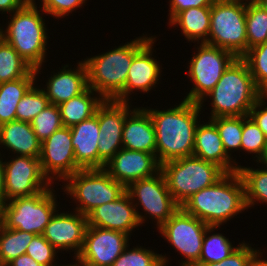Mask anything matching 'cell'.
<instances>
[{
	"label": "cell",
	"mask_w": 267,
	"mask_h": 266,
	"mask_svg": "<svg viewBox=\"0 0 267 266\" xmlns=\"http://www.w3.org/2000/svg\"><path fill=\"white\" fill-rule=\"evenodd\" d=\"M57 253V249L43 235H36L26 249V254L42 266H56Z\"/></svg>",
	"instance_id": "obj_40"
},
{
	"label": "cell",
	"mask_w": 267,
	"mask_h": 266,
	"mask_svg": "<svg viewBox=\"0 0 267 266\" xmlns=\"http://www.w3.org/2000/svg\"><path fill=\"white\" fill-rule=\"evenodd\" d=\"M241 1H245V2H256L257 0H241Z\"/></svg>",
	"instance_id": "obj_52"
},
{
	"label": "cell",
	"mask_w": 267,
	"mask_h": 266,
	"mask_svg": "<svg viewBox=\"0 0 267 266\" xmlns=\"http://www.w3.org/2000/svg\"><path fill=\"white\" fill-rule=\"evenodd\" d=\"M181 208L208 226L226 224L247 209L245 187L239 172L226 173L214 185L189 197Z\"/></svg>",
	"instance_id": "obj_2"
},
{
	"label": "cell",
	"mask_w": 267,
	"mask_h": 266,
	"mask_svg": "<svg viewBox=\"0 0 267 266\" xmlns=\"http://www.w3.org/2000/svg\"><path fill=\"white\" fill-rule=\"evenodd\" d=\"M151 38L152 36L146 35L137 37L111 51L84 59L88 87L100 94L105 100L123 102V89L134 55Z\"/></svg>",
	"instance_id": "obj_3"
},
{
	"label": "cell",
	"mask_w": 267,
	"mask_h": 266,
	"mask_svg": "<svg viewBox=\"0 0 267 266\" xmlns=\"http://www.w3.org/2000/svg\"><path fill=\"white\" fill-rule=\"evenodd\" d=\"M257 3H259L264 9L267 10V0H257Z\"/></svg>",
	"instance_id": "obj_50"
},
{
	"label": "cell",
	"mask_w": 267,
	"mask_h": 266,
	"mask_svg": "<svg viewBox=\"0 0 267 266\" xmlns=\"http://www.w3.org/2000/svg\"><path fill=\"white\" fill-rule=\"evenodd\" d=\"M56 213L46 225L43 237L58 251H74V259L80 254L88 227L87 216L73 213Z\"/></svg>",
	"instance_id": "obj_18"
},
{
	"label": "cell",
	"mask_w": 267,
	"mask_h": 266,
	"mask_svg": "<svg viewBox=\"0 0 267 266\" xmlns=\"http://www.w3.org/2000/svg\"><path fill=\"white\" fill-rule=\"evenodd\" d=\"M215 0H169V22L180 12L193 7H211Z\"/></svg>",
	"instance_id": "obj_43"
},
{
	"label": "cell",
	"mask_w": 267,
	"mask_h": 266,
	"mask_svg": "<svg viewBox=\"0 0 267 266\" xmlns=\"http://www.w3.org/2000/svg\"><path fill=\"white\" fill-rule=\"evenodd\" d=\"M209 120L216 126L224 146V151L229 157H231L230 152L241 150L243 116L215 117ZM233 149L234 151H231Z\"/></svg>",
	"instance_id": "obj_34"
},
{
	"label": "cell",
	"mask_w": 267,
	"mask_h": 266,
	"mask_svg": "<svg viewBox=\"0 0 267 266\" xmlns=\"http://www.w3.org/2000/svg\"><path fill=\"white\" fill-rule=\"evenodd\" d=\"M77 65L75 69L65 65L48 78L47 87L42 89L51 104L59 105L83 93L88 88L85 63L81 61Z\"/></svg>",
	"instance_id": "obj_21"
},
{
	"label": "cell",
	"mask_w": 267,
	"mask_h": 266,
	"mask_svg": "<svg viewBox=\"0 0 267 266\" xmlns=\"http://www.w3.org/2000/svg\"><path fill=\"white\" fill-rule=\"evenodd\" d=\"M155 37L152 38L134 55L131 66L128 71L127 81L123 89V102L130 100L129 94L135 91L150 92L156 87L161 79L162 66L159 61L152 57Z\"/></svg>",
	"instance_id": "obj_20"
},
{
	"label": "cell",
	"mask_w": 267,
	"mask_h": 266,
	"mask_svg": "<svg viewBox=\"0 0 267 266\" xmlns=\"http://www.w3.org/2000/svg\"><path fill=\"white\" fill-rule=\"evenodd\" d=\"M0 207L5 203L4 162L0 154Z\"/></svg>",
	"instance_id": "obj_47"
},
{
	"label": "cell",
	"mask_w": 267,
	"mask_h": 266,
	"mask_svg": "<svg viewBox=\"0 0 267 266\" xmlns=\"http://www.w3.org/2000/svg\"><path fill=\"white\" fill-rule=\"evenodd\" d=\"M167 259L168 257L157 254L152 249L141 246H136L133 249L127 247L111 266H167Z\"/></svg>",
	"instance_id": "obj_38"
},
{
	"label": "cell",
	"mask_w": 267,
	"mask_h": 266,
	"mask_svg": "<svg viewBox=\"0 0 267 266\" xmlns=\"http://www.w3.org/2000/svg\"><path fill=\"white\" fill-rule=\"evenodd\" d=\"M155 127V156L160 165L165 162L193 156L196 127L201 108L199 103L187 100L166 110L145 108Z\"/></svg>",
	"instance_id": "obj_1"
},
{
	"label": "cell",
	"mask_w": 267,
	"mask_h": 266,
	"mask_svg": "<svg viewBox=\"0 0 267 266\" xmlns=\"http://www.w3.org/2000/svg\"><path fill=\"white\" fill-rule=\"evenodd\" d=\"M262 95L246 62L242 58H236L199 106L202 108L204 101L209 97L212 98L209 119L246 116Z\"/></svg>",
	"instance_id": "obj_4"
},
{
	"label": "cell",
	"mask_w": 267,
	"mask_h": 266,
	"mask_svg": "<svg viewBox=\"0 0 267 266\" xmlns=\"http://www.w3.org/2000/svg\"><path fill=\"white\" fill-rule=\"evenodd\" d=\"M193 156L218 165L226 173L238 171V162L226 154L218 130L210 120L199 122L196 127Z\"/></svg>",
	"instance_id": "obj_22"
},
{
	"label": "cell",
	"mask_w": 267,
	"mask_h": 266,
	"mask_svg": "<svg viewBox=\"0 0 267 266\" xmlns=\"http://www.w3.org/2000/svg\"><path fill=\"white\" fill-rule=\"evenodd\" d=\"M211 7H193L180 12L170 26L180 27L182 34L190 42L207 43L210 31ZM200 40V41H199Z\"/></svg>",
	"instance_id": "obj_27"
},
{
	"label": "cell",
	"mask_w": 267,
	"mask_h": 266,
	"mask_svg": "<svg viewBox=\"0 0 267 266\" xmlns=\"http://www.w3.org/2000/svg\"><path fill=\"white\" fill-rule=\"evenodd\" d=\"M104 169L127 188L134 181L157 174L161 165L154 154L122 148L106 163Z\"/></svg>",
	"instance_id": "obj_17"
},
{
	"label": "cell",
	"mask_w": 267,
	"mask_h": 266,
	"mask_svg": "<svg viewBox=\"0 0 267 266\" xmlns=\"http://www.w3.org/2000/svg\"><path fill=\"white\" fill-rule=\"evenodd\" d=\"M70 129L76 163L82 169L99 168L98 109L93 117L73 125Z\"/></svg>",
	"instance_id": "obj_24"
},
{
	"label": "cell",
	"mask_w": 267,
	"mask_h": 266,
	"mask_svg": "<svg viewBox=\"0 0 267 266\" xmlns=\"http://www.w3.org/2000/svg\"><path fill=\"white\" fill-rule=\"evenodd\" d=\"M65 182L62 189L76 204L79 203L74 210L85 216L96 207L118 199L126 191L104 168L81 169Z\"/></svg>",
	"instance_id": "obj_9"
},
{
	"label": "cell",
	"mask_w": 267,
	"mask_h": 266,
	"mask_svg": "<svg viewBox=\"0 0 267 266\" xmlns=\"http://www.w3.org/2000/svg\"><path fill=\"white\" fill-rule=\"evenodd\" d=\"M33 68L2 37L0 38V84L26 77Z\"/></svg>",
	"instance_id": "obj_31"
},
{
	"label": "cell",
	"mask_w": 267,
	"mask_h": 266,
	"mask_svg": "<svg viewBox=\"0 0 267 266\" xmlns=\"http://www.w3.org/2000/svg\"><path fill=\"white\" fill-rule=\"evenodd\" d=\"M168 189L182 206L193 194L214 185L226 172L218 165L195 156L165 162L161 165Z\"/></svg>",
	"instance_id": "obj_6"
},
{
	"label": "cell",
	"mask_w": 267,
	"mask_h": 266,
	"mask_svg": "<svg viewBox=\"0 0 267 266\" xmlns=\"http://www.w3.org/2000/svg\"><path fill=\"white\" fill-rule=\"evenodd\" d=\"M0 266H6L5 263L0 259Z\"/></svg>",
	"instance_id": "obj_53"
},
{
	"label": "cell",
	"mask_w": 267,
	"mask_h": 266,
	"mask_svg": "<svg viewBox=\"0 0 267 266\" xmlns=\"http://www.w3.org/2000/svg\"><path fill=\"white\" fill-rule=\"evenodd\" d=\"M61 266H75V264H73V263L70 264V263H69L68 265H65V264H64V265H61Z\"/></svg>",
	"instance_id": "obj_54"
},
{
	"label": "cell",
	"mask_w": 267,
	"mask_h": 266,
	"mask_svg": "<svg viewBox=\"0 0 267 266\" xmlns=\"http://www.w3.org/2000/svg\"><path fill=\"white\" fill-rule=\"evenodd\" d=\"M50 185L42 173L39 158L16 155L10 161H4L5 202L35 195Z\"/></svg>",
	"instance_id": "obj_14"
},
{
	"label": "cell",
	"mask_w": 267,
	"mask_h": 266,
	"mask_svg": "<svg viewBox=\"0 0 267 266\" xmlns=\"http://www.w3.org/2000/svg\"><path fill=\"white\" fill-rule=\"evenodd\" d=\"M238 172L245 187L247 210L256 203L267 204V169L251 168L239 165Z\"/></svg>",
	"instance_id": "obj_30"
},
{
	"label": "cell",
	"mask_w": 267,
	"mask_h": 266,
	"mask_svg": "<svg viewBox=\"0 0 267 266\" xmlns=\"http://www.w3.org/2000/svg\"><path fill=\"white\" fill-rule=\"evenodd\" d=\"M24 6L22 0H0V12L10 15Z\"/></svg>",
	"instance_id": "obj_45"
},
{
	"label": "cell",
	"mask_w": 267,
	"mask_h": 266,
	"mask_svg": "<svg viewBox=\"0 0 267 266\" xmlns=\"http://www.w3.org/2000/svg\"><path fill=\"white\" fill-rule=\"evenodd\" d=\"M259 163L263 164L264 167L267 169V153H266L265 157Z\"/></svg>",
	"instance_id": "obj_51"
},
{
	"label": "cell",
	"mask_w": 267,
	"mask_h": 266,
	"mask_svg": "<svg viewBox=\"0 0 267 266\" xmlns=\"http://www.w3.org/2000/svg\"><path fill=\"white\" fill-rule=\"evenodd\" d=\"M265 100H267V94H263L255 102L254 106L250 109L249 116L255 121L267 137V102Z\"/></svg>",
	"instance_id": "obj_44"
},
{
	"label": "cell",
	"mask_w": 267,
	"mask_h": 266,
	"mask_svg": "<svg viewBox=\"0 0 267 266\" xmlns=\"http://www.w3.org/2000/svg\"><path fill=\"white\" fill-rule=\"evenodd\" d=\"M126 191L133 201L140 225L146 222L148 216L157 222L156 228L159 229L181 207L170 194L161 170L151 177L132 182ZM139 206L143 208L144 215L139 213Z\"/></svg>",
	"instance_id": "obj_10"
},
{
	"label": "cell",
	"mask_w": 267,
	"mask_h": 266,
	"mask_svg": "<svg viewBox=\"0 0 267 266\" xmlns=\"http://www.w3.org/2000/svg\"><path fill=\"white\" fill-rule=\"evenodd\" d=\"M87 0H48L43 6L39 8L44 11V14H49L54 18H63L69 16V13L78 10Z\"/></svg>",
	"instance_id": "obj_42"
},
{
	"label": "cell",
	"mask_w": 267,
	"mask_h": 266,
	"mask_svg": "<svg viewBox=\"0 0 267 266\" xmlns=\"http://www.w3.org/2000/svg\"><path fill=\"white\" fill-rule=\"evenodd\" d=\"M247 51L267 41V10L257 2H246Z\"/></svg>",
	"instance_id": "obj_33"
},
{
	"label": "cell",
	"mask_w": 267,
	"mask_h": 266,
	"mask_svg": "<svg viewBox=\"0 0 267 266\" xmlns=\"http://www.w3.org/2000/svg\"><path fill=\"white\" fill-rule=\"evenodd\" d=\"M39 161L43 175L51 184L57 179L65 181L82 169L76 163L70 127L63 126L41 143Z\"/></svg>",
	"instance_id": "obj_15"
},
{
	"label": "cell",
	"mask_w": 267,
	"mask_h": 266,
	"mask_svg": "<svg viewBox=\"0 0 267 266\" xmlns=\"http://www.w3.org/2000/svg\"><path fill=\"white\" fill-rule=\"evenodd\" d=\"M34 84L19 101L16 108V120L31 123L47 105L50 104L43 89Z\"/></svg>",
	"instance_id": "obj_37"
},
{
	"label": "cell",
	"mask_w": 267,
	"mask_h": 266,
	"mask_svg": "<svg viewBox=\"0 0 267 266\" xmlns=\"http://www.w3.org/2000/svg\"><path fill=\"white\" fill-rule=\"evenodd\" d=\"M262 254L261 250H258L252 257L249 266H267V260L260 258Z\"/></svg>",
	"instance_id": "obj_48"
},
{
	"label": "cell",
	"mask_w": 267,
	"mask_h": 266,
	"mask_svg": "<svg viewBox=\"0 0 267 266\" xmlns=\"http://www.w3.org/2000/svg\"><path fill=\"white\" fill-rule=\"evenodd\" d=\"M0 145L12 154L39 158L41 142L34 133L31 123L11 121L0 126Z\"/></svg>",
	"instance_id": "obj_25"
},
{
	"label": "cell",
	"mask_w": 267,
	"mask_h": 266,
	"mask_svg": "<svg viewBox=\"0 0 267 266\" xmlns=\"http://www.w3.org/2000/svg\"><path fill=\"white\" fill-rule=\"evenodd\" d=\"M104 100L100 94L88 87L83 93L59 104L58 108L63 126L72 127L93 117Z\"/></svg>",
	"instance_id": "obj_26"
},
{
	"label": "cell",
	"mask_w": 267,
	"mask_h": 266,
	"mask_svg": "<svg viewBox=\"0 0 267 266\" xmlns=\"http://www.w3.org/2000/svg\"><path fill=\"white\" fill-rule=\"evenodd\" d=\"M242 150L256 154L253 158L257 157L255 161L258 162V165L267 153V137L249 115L243 116Z\"/></svg>",
	"instance_id": "obj_35"
},
{
	"label": "cell",
	"mask_w": 267,
	"mask_h": 266,
	"mask_svg": "<svg viewBox=\"0 0 267 266\" xmlns=\"http://www.w3.org/2000/svg\"><path fill=\"white\" fill-rule=\"evenodd\" d=\"M33 69L26 77L0 84V126L16 120V108L21 98L37 81Z\"/></svg>",
	"instance_id": "obj_28"
},
{
	"label": "cell",
	"mask_w": 267,
	"mask_h": 266,
	"mask_svg": "<svg viewBox=\"0 0 267 266\" xmlns=\"http://www.w3.org/2000/svg\"><path fill=\"white\" fill-rule=\"evenodd\" d=\"M123 148L155 155V127L145 107H135L126 116L122 133Z\"/></svg>",
	"instance_id": "obj_23"
},
{
	"label": "cell",
	"mask_w": 267,
	"mask_h": 266,
	"mask_svg": "<svg viewBox=\"0 0 267 266\" xmlns=\"http://www.w3.org/2000/svg\"><path fill=\"white\" fill-rule=\"evenodd\" d=\"M36 235L17 229H9L0 223V259L7 266L11 261L26 254V249Z\"/></svg>",
	"instance_id": "obj_32"
},
{
	"label": "cell",
	"mask_w": 267,
	"mask_h": 266,
	"mask_svg": "<svg viewBox=\"0 0 267 266\" xmlns=\"http://www.w3.org/2000/svg\"><path fill=\"white\" fill-rule=\"evenodd\" d=\"M7 266H42L33 260L28 254H22L13 261H11Z\"/></svg>",
	"instance_id": "obj_46"
},
{
	"label": "cell",
	"mask_w": 267,
	"mask_h": 266,
	"mask_svg": "<svg viewBox=\"0 0 267 266\" xmlns=\"http://www.w3.org/2000/svg\"><path fill=\"white\" fill-rule=\"evenodd\" d=\"M207 44L230 51L237 58L247 52L246 2L214 1Z\"/></svg>",
	"instance_id": "obj_8"
},
{
	"label": "cell",
	"mask_w": 267,
	"mask_h": 266,
	"mask_svg": "<svg viewBox=\"0 0 267 266\" xmlns=\"http://www.w3.org/2000/svg\"><path fill=\"white\" fill-rule=\"evenodd\" d=\"M129 236L121 231L88 226L83 248L73 263L75 266H111L130 246Z\"/></svg>",
	"instance_id": "obj_13"
},
{
	"label": "cell",
	"mask_w": 267,
	"mask_h": 266,
	"mask_svg": "<svg viewBox=\"0 0 267 266\" xmlns=\"http://www.w3.org/2000/svg\"><path fill=\"white\" fill-rule=\"evenodd\" d=\"M197 53L189 61L188 77L193 83L184 100L200 103L215 87L222 74L237 58L230 51L207 43H199Z\"/></svg>",
	"instance_id": "obj_11"
},
{
	"label": "cell",
	"mask_w": 267,
	"mask_h": 266,
	"mask_svg": "<svg viewBox=\"0 0 267 266\" xmlns=\"http://www.w3.org/2000/svg\"><path fill=\"white\" fill-rule=\"evenodd\" d=\"M241 58L246 62L256 87L267 94V41L253 46Z\"/></svg>",
	"instance_id": "obj_36"
},
{
	"label": "cell",
	"mask_w": 267,
	"mask_h": 266,
	"mask_svg": "<svg viewBox=\"0 0 267 266\" xmlns=\"http://www.w3.org/2000/svg\"><path fill=\"white\" fill-rule=\"evenodd\" d=\"M88 226L116 230L130 235L140 226L130 195L125 191L118 199L96 207L87 215Z\"/></svg>",
	"instance_id": "obj_19"
},
{
	"label": "cell",
	"mask_w": 267,
	"mask_h": 266,
	"mask_svg": "<svg viewBox=\"0 0 267 266\" xmlns=\"http://www.w3.org/2000/svg\"><path fill=\"white\" fill-rule=\"evenodd\" d=\"M42 3V6L48 1V0H39ZM24 6H28V7H38L36 5V0H22Z\"/></svg>",
	"instance_id": "obj_49"
},
{
	"label": "cell",
	"mask_w": 267,
	"mask_h": 266,
	"mask_svg": "<svg viewBox=\"0 0 267 266\" xmlns=\"http://www.w3.org/2000/svg\"><path fill=\"white\" fill-rule=\"evenodd\" d=\"M34 133L42 143L63 127L58 105L49 104L31 122Z\"/></svg>",
	"instance_id": "obj_39"
},
{
	"label": "cell",
	"mask_w": 267,
	"mask_h": 266,
	"mask_svg": "<svg viewBox=\"0 0 267 266\" xmlns=\"http://www.w3.org/2000/svg\"><path fill=\"white\" fill-rule=\"evenodd\" d=\"M43 12L38 10V7L23 6L9 16L11 20L8 21V26L5 30L2 27L1 30L2 38L19 53L36 74H41L39 71L45 63L49 39Z\"/></svg>",
	"instance_id": "obj_5"
},
{
	"label": "cell",
	"mask_w": 267,
	"mask_h": 266,
	"mask_svg": "<svg viewBox=\"0 0 267 266\" xmlns=\"http://www.w3.org/2000/svg\"><path fill=\"white\" fill-rule=\"evenodd\" d=\"M257 251L258 249L252 248L249 243H245V241H243L233 254L221 262L196 264L195 266H249L252 257Z\"/></svg>",
	"instance_id": "obj_41"
},
{
	"label": "cell",
	"mask_w": 267,
	"mask_h": 266,
	"mask_svg": "<svg viewBox=\"0 0 267 266\" xmlns=\"http://www.w3.org/2000/svg\"><path fill=\"white\" fill-rule=\"evenodd\" d=\"M51 186L35 195L5 202L0 207V223L9 229L42 235L46 225L56 211H59V203L53 193L55 190Z\"/></svg>",
	"instance_id": "obj_7"
},
{
	"label": "cell",
	"mask_w": 267,
	"mask_h": 266,
	"mask_svg": "<svg viewBox=\"0 0 267 266\" xmlns=\"http://www.w3.org/2000/svg\"><path fill=\"white\" fill-rule=\"evenodd\" d=\"M208 227L180 207L158 232L186 258L178 262L179 266H195L200 260L204 233Z\"/></svg>",
	"instance_id": "obj_12"
},
{
	"label": "cell",
	"mask_w": 267,
	"mask_h": 266,
	"mask_svg": "<svg viewBox=\"0 0 267 266\" xmlns=\"http://www.w3.org/2000/svg\"><path fill=\"white\" fill-rule=\"evenodd\" d=\"M219 226H209L203 238L202 250L200 260L197 264L219 263L225 258L229 257L242 244L239 243L237 247H233L229 238L221 233H212Z\"/></svg>",
	"instance_id": "obj_29"
},
{
	"label": "cell",
	"mask_w": 267,
	"mask_h": 266,
	"mask_svg": "<svg viewBox=\"0 0 267 266\" xmlns=\"http://www.w3.org/2000/svg\"><path fill=\"white\" fill-rule=\"evenodd\" d=\"M129 103L104 100L98 107L99 168H104L114 154L123 148L124 121L126 116L133 110Z\"/></svg>",
	"instance_id": "obj_16"
}]
</instances>
